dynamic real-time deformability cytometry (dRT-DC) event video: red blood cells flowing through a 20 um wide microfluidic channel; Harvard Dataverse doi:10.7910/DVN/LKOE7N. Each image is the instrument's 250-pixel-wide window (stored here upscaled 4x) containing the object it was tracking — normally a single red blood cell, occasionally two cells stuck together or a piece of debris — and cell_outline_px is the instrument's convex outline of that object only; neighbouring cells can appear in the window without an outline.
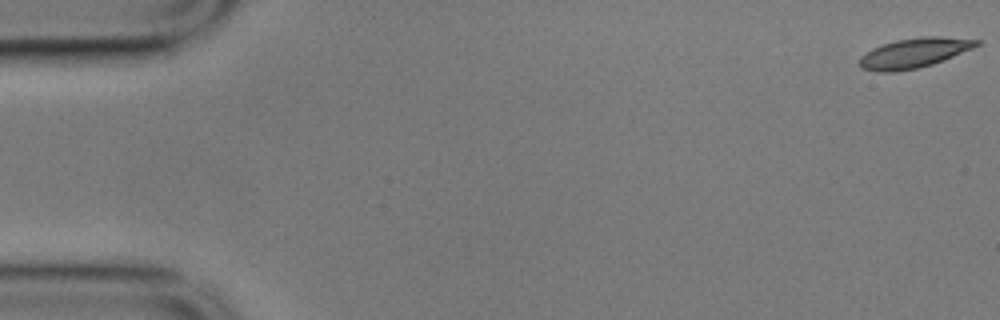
{"species": "common noctule bat (a hibernating species)", "species_latin": "Nyctalus noctula", "temperature_condition": "cold", "stored_images_in_passage": 13, "camera_frame_rate_fps": 3000, "um_per_image_px": 0.085, "animal": {"sex": "male", "body_mass_g": 17.9}, "frame": {"image": 1, "passage_image": 1, "time_ms": 0.0, "image_size_px": [1000, 320], "cell_outline_px": [[980, 44], [972, 48], [944, 60], [932, 64], [916, 68], [896, 72], [876, 72], [860, 68], [860, 56], [872, 48], [896, 40], [920, 36], [940, 36], [980, 40]], "centroid_in_image_um": [77.68, 4.5], "position_along_channel_um": 7.3, "area_um2": 20.29}}